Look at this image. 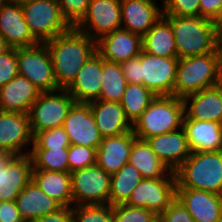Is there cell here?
I'll list each match as a JSON object with an SVG mask.
<instances>
[{"instance_id": "43", "label": "cell", "mask_w": 222, "mask_h": 222, "mask_svg": "<svg viewBox=\"0 0 222 222\" xmlns=\"http://www.w3.org/2000/svg\"><path fill=\"white\" fill-rule=\"evenodd\" d=\"M200 16L222 27V0H199Z\"/></svg>"}, {"instance_id": "11", "label": "cell", "mask_w": 222, "mask_h": 222, "mask_svg": "<svg viewBox=\"0 0 222 222\" xmlns=\"http://www.w3.org/2000/svg\"><path fill=\"white\" fill-rule=\"evenodd\" d=\"M75 28L95 41L121 29V0H90L85 16Z\"/></svg>"}, {"instance_id": "34", "label": "cell", "mask_w": 222, "mask_h": 222, "mask_svg": "<svg viewBox=\"0 0 222 222\" xmlns=\"http://www.w3.org/2000/svg\"><path fill=\"white\" fill-rule=\"evenodd\" d=\"M33 169L69 172L68 148L31 149Z\"/></svg>"}, {"instance_id": "40", "label": "cell", "mask_w": 222, "mask_h": 222, "mask_svg": "<svg viewBox=\"0 0 222 222\" xmlns=\"http://www.w3.org/2000/svg\"><path fill=\"white\" fill-rule=\"evenodd\" d=\"M163 16H200L199 0H165Z\"/></svg>"}, {"instance_id": "41", "label": "cell", "mask_w": 222, "mask_h": 222, "mask_svg": "<svg viewBox=\"0 0 222 222\" xmlns=\"http://www.w3.org/2000/svg\"><path fill=\"white\" fill-rule=\"evenodd\" d=\"M19 74L17 48L11 47L0 55V87L7 84Z\"/></svg>"}, {"instance_id": "5", "label": "cell", "mask_w": 222, "mask_h": 222, "mask_svg": "<svg viewBox=\"0 0 222 222\" xmlns=\"http://www.w3.org/2000/svg\"><path fill=\"white\" fill-rule=\"evenodd\" d=\"M213 86H216L214 52L178 59L173 96L184 99Z\"/></svg>"}, {"instance_id": "24", "label": "cell", "mask_w": 222, "mask_h": 222, "mask_svg": "<svg viewBox=\"0 0 222 222\" xmlns=\"http://www.w3.org/2000/svg\"><path fill=\"white\" fill-rule=\"evenodd\" d=\"M182 127L191 152L222 150V123L190 119L185 114Z\"/></svg>"}, {"instance_id": "12", "label": "cell", "mask_w": 222, "mask_h": 222, "mask_svg": "<svg viewBox=\"0 0 222 222\" xmlns=\"http://www.w3.org/2000/svg\"><path fill=\"white\" fill-rule=\"evenodd\" d=\"M176 177L143 178L126 202L143 207L159 216L176 199Z\"/></svg>"}, {"instance_id": "6", "label": "cell", "mask_w": 222, "mask_h": 222, "mask_svg": "<svg viewBox=\"0 0 222 222\" xmlns=\"http://www.w3.org/2000/svg\"><path fill=\"white\" fill-rule=\"evenodd\" d=\"M21 7L24 20L39 43L53 39L71 28L62 16L57 0H32L22 3Z\"/></svg>"}, {"instance_id": "38", "label": "cell", "mask_w": 222, "mask_h": 222, "mask_svg": "<svg viewBox=\"0 0 222 222\" xmlns=\"http://www.w3.org/2000/svg\"><path fill=\"white\" fill-rule=\"evenodd\" d=\"M96 151L95 148L71 144L68 148L69 172L96 164Z\"/></svg>"}, {"instance_id": "18", "label": "cell", "mask_w": 222, "mask_h": 222, "mask_svg": "<svg viewBox=\"0 0 222 222\" xmlns=\"http://www.w3.org/2000/svg\"><path fill=\"white\" fill-rule=\"evenodd\" d=\"M146 141L160 161L172 172H175L191 154L183 127L153 136Z\"/></svg>"}, {"instance_id": "4", "label": "cell", "mask_w": 222, "mask_h": 222, "mask_svg": "<svg viewBox=\"0 0 222 222\" xmlns=\"http://www.w3.org/2000/svg\"><path fill=\"white\" fill-rule=\"evenodd\" d=\"M185 105L173 95L156 96L132 125L135 136L147 140L156 135L177 130L183 125Z\"/></svg>"}, {"instance_id": "9", "label": "cell", "mask_w": 222, "mask_h": 222, "mask_svg": "<svg viewBox=\"0 0 222 222\" xmlns=\"http://www.w3.org/2000/svg\"><path fill=\"white\" fill-rule=\"evenodd\" d=\"M111 174L97 164L71 173L73 206L109 204Z\"/></svg>"}, {"instance_id": "48", "label": "cell", "mask_w": 222, "mask_h": 222, "mask_svg": "<svg viewBox=\"0 0 222 222\" xmlns=\"http://www.w3.org/2000/svg\"><path fill=\"white\" fill-rule=\"evenodd\" d=\"M10 48L11 46L0 35V55L6 53Z\"/></svg>"}, {"instance_id": "31", "label": "cell", "mask_w": 222, "mask_h": 222, "mask_svg": "<svg viewBox=\"0 0 222 222\" xmlns=\"http://www.w3.org/2000/svg\"><path fill=\"white\" fill-rule=\"evenodd\" d=\"M142 179L141 173L130 163L111 174L109 204L113 206L126 203Z\"/></svg>"}, {"instance_id": "39", "label": "cell", "mask_w": 222, "mask_h": 222, "mask_svg": "<svg viewBox=\"0 0 222 222\" xmlns=\"http://www.w3.org/2000/svg\"><path fill=\"white\" fill-rule=\"evenodd\" d=\"M64 19L75 27L85 16L90 0H57Z\"/></svg>"}, {"instance_id": "2", "label": "cell", "mask_w": 222, "mask_h": 222, "mask_svg": "<svg viewBox=\"0 0 222 222\" xmlns=\"http://www.w3.org/2000/svg\"><path fill=\"white\" fill-rule=\"evenodd\" d=\"M173 30L179 59L215 51L222 27L201 16H163Z\"/></svg>"}, {"instance_id": "19", "label": "cell", "mask_w": 222, "mask_h": 222, "mask_svg": "<svg viewBox=\"0 0 222 222\" xmlns=\"http://www.w3.org/2000/svg\"><path fill=\"white\" fill-rule=\"evenodd\" d=\"M102 85V57L96 52L81 67L76 78L66 88L76 103L98 100Z\"/></svg>"}, {"instance_id": "37", "label": "cell", "mask_w": 222, "mask_h": 222, "mask_svg": "<svg viewBox=\"0 0 222 222\" xmlns=\"http://www.w3.org/2000/svg\"><path fill=\"white\" fill-rule=\"evenodd\" d=\"M114 222H158V216L143 207H132L126 203L113 205Z\"/></svg>"}, {"instance_id": "27", "label": "cell", "mask_w": 222, "mask_h": 222, "mask_svg": "<svg viewBox=\"0 0 222 222\" xmlns=\"http://www.w3.org/2000/svg\"><path fill=\"white\" fill-rule=\"evenodd\" d=\"M15 202L24 222H34L63 207L45 194L32 180L19 193Z\"/></svg>"}, {"instance_id": "17", "label": "cell", "mask_w": 222, "mask_h": 222, "mask_svg": "<svg viewBox=\"0 0 222 222\" xmlns=\"http://www.w3.org/2000/svg\"><path fill=\"white\" fill-rule=\"evenodd\" d=\"M163 16L155 0H121L122 29L143 36Z\"/></svg>"}, {"instance_id": "25", "label": "cell", "mask_w": 222, "mask_h": 222, "mask_svg": "<svg viewBox=\"0 0 222 222\" xmlns=\"http://www.w3.org/2000/svg\"><path fill=\"white\" fill-rule=\"evenodd\" d=\"M183 100L185 114L190 119L222 123V87L206 88Z\"/></svg>"}, {"instance_id": "14", "label": "cell", "mask_w": 222, "mask_h": 222, "mask_svg": "<svg viewBox=\"0 0 222 222\" xmlns=\"http://www.w3.org/2000/svg\"><path fill=\"white\" fill-rule=\"evenodd\" d=\"M63 127L71 144L96 150L101 144L103 137L95 124L89 104L75 103L68 112Z\"/></svg>"}, {"instance_id": "15", "label": "cell", "mask_w": 222, "mask_h": 222, "mask_svg": "<svg viewBox=\"0 0 222 222\" xmlns=\"http://www.w3.org/2000/svg\"><path fill=\"white\" fill-rule=\"evenodd\" d=\"M0 35L13 48L29 47L39 43L24 20L21 4L13 0L0 4Z\"/></svg>"}, {"instance_id": "29", "label": "cell", "mask_w": 222, "mask_h": 222, "mask_svg": "<svg viewBox=\"0 0 222 222\" xmlns=\"http://www.w3.org/2000/svg\"><path fill=\"white\" fill-rule=\"evenodd\" d=\"M128 163L141 173L142 178L176 177L175 172L169 171L146 140H134Z\"/></svg>"}, {"instance_id": "33", "label": "cell", "mask_w": 222, "mask_h": 222, "mask_svg": "<svg viewBox=\"0 0 222 222\" xmlns=\"http://www.w3.org/2000/svg\"><path fill=\"white\" fill-rule=\"evenodd\" d=\"M156 97L148 88L140 84L128 83L120 104L125 116L133 125Z\"/></svg>"}, {"instance_id": "10", "label": "cell", "mask_w": 222, "mask_h": 222, "mask_svg": "<svg viewBox=\"0 0 222 222\" xmlns=\"http://www.w3.org/2000/svg\"><path fill=\"white\" fill-rule=\"evenodd\" d=\"M178 57H161L141 51V85L156 96L173 95Z\"/></svg>"}, {"instance_id": "23", "label": "cell", "mask_w": 222, "mask_h": 222, "mask_svg": "<svg viewBox=\"0 0 222 222\" xmlns=\"http://www.w3.org/2000/svg\"><path fill=\"white\" fill-rule=\"evenodd\" d=\"M40 94L26 77L18 74L0 87V111L28 114Z\"/></svg>"}, {"instance_id": "26", "label": "cell", "mask_w": 222, "mask_h": 222, "mask_svg": "<svg viewBox=\"0 0 222 222\" xmlns=\"http://www.w3.org/2000/svg\"><path fill=\"white\" fill-rule=\"evenodd\" d=\"M102 137L116 136L132 130L120 102L96 100L88 103Z\"/></svg>"}, {"instance_id": "53", "label": "cell", "mask_w": 222, "mask_h": 222, "mask_svg": "<svg viewBox=\"0 0 222 222\" xmlns=\"http://www.w3.org/2000/svg\"><path fill=\"white\" fill-rule=\"evenodd\" d=\"M5 1H7V0H0V4L3 3V2H5Z\"/></svg>"}, {"instance_id": "7", "label": "cell", "mask_w": 222, "mask_h": 222, "mask_svg": "<svg viewBox=\"0 0 222 222\" xmlns=\"http://www.w3.org/2000/svg\"><path fill=\"white\" fill-rule=\"evenodd\" d=\"M75 103L66 89L41 92L28 113L33 136L39 131L63 126L68 112Z\"/></svg>"}, {"instance_id": "30", "label": "cell", "mask_w": 222, "mask_h": 222, "mask_svg": "<svg viewBox=\"0 0 222 222\" xmlns=\"http://www.w3.org/2000/svg\"><path fill=\"white\" fill-rule=\"evenodd\" d=\"M142 51L161 57H178L171 24L162 16L143 36Z\"/></svg>"}, {"instance_id": "46", "label": "cell", "mask_w": 222, "mask_h": 222, "mask_svg": "<svg viewBox=\"0 0 222 222\" xmlns=\"http://www.w3.org/2000/svg\"><path fill=\"white\" fill-rule=\"evenodd\" d=\"M34 222H74L72 207H62L53 213L38 218Z\"/></svg>"}, {"instance_id": "22", "label": "cell", "mask_w": 222, "mask_h": 222, "mask_svg": "<svg viewBox=\"0 0 222 222\" xmlns=\"http://www.w3.org/2000/svg\"><path fill=\"white\" fill-rule=\"evenodd\" d=\"M136 138L132 130L116 136L103 137L96 151V164L109 174L117 172L128 163Z\"/></svg>"}, {"instance_id": "8", "label": "cell", "mask_w": 222, "mask_h": 222, "mask_svg": "<svg viewBox=\"0 0 222 222\" xmlns=\"http://www.w3.org/2000/svg\"><path fill=\"white\" fill-rule=\"evenodd\" d=\"M19 75L26 77L41 92L60 89L55 79L50 53L45 43L17 48Z\"/></svg>"}, {"instance_id": "36", "label": "cell", "mask_w": 222, "mask_h": 222, "mask_svg": "<svg viewBox=\"0 0 222 222\" xmlns=\"http://www.w3.org/2000/svg\"><path fill=\"white\" fill-rule=\"evenodd\" d=\"M69 137L63 126L39 131L33 136L32 149L69 148Z\"/></svg>"}, {"instance_id": "1", "label": "cell", "mask_w": 222, "mask_h": 222, "mask_svg": "<svg viewBox=\"0 0 222 222\" xmlns=\"http://www.w3.org/2000/svg\"><path fill=\"white\" fill-rule=\"evenodd\" d=\"M54 68L57 86L66 89L86 61L96 53V41L71 27L46 42Z\"/></svg>"}, {"instance_id": "35", "label": "cell", "mask_w": 222, "mask_h": 222, "mask_svg": "<svg viewBox=\"0 0 222 222\" xmlns=\"http://www.w3.org/2000/svg\"><path fill=\"white\" fill-rule=\"evenodd\" d=\"M74 222H114L113 206L76 205L72 206Z\"/></svg>"}, {"instance_id": "42", "label": "cell", "mask_w": 222, "mask_h": 222, "mask_svg": "<svg viewBox=\"0 0 222 222\" xmlns=\"http://www.w3.org/2000/svg\"><path fill=\"white\" fill-rule=\"evenodd\" d=\"M158 222H195L188 210L176 198L159 216Z\"/></svg>"}, {"instance_id": "32", "label": "cell", "mask_w": 222, "mask_h": 222, "mask_svg": "<svg viewBox=\"0 0 222 222\" xmlns=\"http://www.w3.org/2000/svg\"><path fill=\"white\" fill-rule=\"evenodd\" d=\"M127 84L121 64L102 58V85L98 100L120 102Z\"/></svg>"}, {"instance_id": "21", "label": "cell", "mask_w": 222, "mask_h": 222, "mask_svg": "<svg viewBox=\"0 0 222 222\" xmlns=\"http://www.w3.org/2000/svg\"><path fill=\"white\" fill-rule=\"evenodd\" d=\"M176 198L195 222H215L222 215V195L188 188H176Z\"/></svg>"}, {"instance_id": "16", "label": "cell", "mask_w": 222, "mask_h": 222, "mask_svg": "<svg viewBox=\"0 0 222 222\" xmlns=\"http://www.w3.org/2000/svg\"><path fill=\"white\" fill-rule=\"evenodd\" d=\"M96 51L105 61L121 64L141 53L142 36L121 28L97 40Z\"/></svg>"}, {"instance_id": "50", "label": "cell", "mask_w": 222, "mask_h": 222, "mask_svg": "<svg viewBox=\"0 0 222 222\" xmlns=\"http://www.w3.org/2000/svg\"><path fill=\"white\" fill-rule=\"evenodd\" d=\"M13 1L22 4V3H25V2H27V1H32V0H13Z\"/></svg>"}, {"instance_id": "49", "label": "cell", "mask_w": 222, "mask_h": 222, "mask_svg": "<svg viewBox=\"0 0 222 222\" xmlns=\"http://www.w3.org/2000/svg\"><path fill=\"white\" fill-rule=\"evenodd\" d=\"M13 157L11 154L0 153V166H6L7 162Z\"/></svg>"}, {"instance_id": "44", "label": "cell", "mask_w": 222, "mask_h": 222, "mask_svg": "<svg viewBox=\"0 0 222 222\" xmlns=\"http://www.w3.org/2000/svg\"><path fill=\"white\" fill-rule=\"evenodd\" d=\"M121 68L127 83L140 84V54L121 63Z\"/></svg>"}, {"instance_id": "52", "label": "cell", "mask_w": 222, "mask_h": 222, "mask_svg": "<svg viewBox=\"0 0 222 222\" xmlns=\"http://www.w3.org/2000/svg\"><path fill=\"white\" fill-rule=\"evenodd\" d=\"M155 1H161L160 3L163 4L165 2V0H155Z\"/></svg>"}, {"instance_id": "47", "label": "cell", "mask_w": 222, "mask_h": 222, "mask_svg": "<svg viewBox=\"0 0 222 222\" xmlns=\"http://www.w3.org/2000/svg\"><path fill=\"white\" fill-rule=\"evenodd\" d=\"M214 54H215L216 86L222 87V35L217 41Z\"/></svg>"}, {"instance_id": "28", "label": "cell", "mask_w": 222, "mask_h": 222, "mask_svg": "<svg viewBox=\"0 0 222 222\" xmlns=\"http://www.w3.org/2000/svg\"><path fill=\"white\" fill-rule=\"evenodd\" d=\"M32 181L63 207L73 206L71 173L33 169Z\"/></svg>"}, {"instance_id": "20", "label": "cell", "mask_w": 222, "mask_h": 222, "mask_svg": "<svg viewBox=\"0 0 222 222\" xmlns=\"http://www.w3.org/2000/svg\"><path fill=\"white\" fill-rule=\"evenodd\" d=\"M33 163L29 154L13 156L0 166V202L14 201L32 180Z\"/></svg>"}, {"instance_id": "51", "label": "cell", "mask_w": 222, "mask_h": 222, "mask_svg": "<svg viewBox=\"0 0 222 222\" xmlns=\"http://www.w3.org/2000/svg\"><path fill=\"white\" fill-rule=\"evenodd\" d=\"M215 222H222V215Z\"/></svg>"}, {"instance_id": "3", "label": "cell", "mask_w": 222, "mask_h": 222, "mask_svg": "<svg viewBox=\"0 0 222 222\" xmlns=\"http://www.w3.org/2000/svg\"><path fill=\"white\" fill-rule=\"evenodd\" d=\"M177 187L222 195V150L191 152L175 171Z\"/></svg>"}, {"instance_id": "45", "label": "cell", "mask_w": 222, "mask_h": 222, "mask_svg": "<svg viewBox=\"0 0 222 222\" xmlns=\"http://www.w3.org/2000/svg\"><path fill=\"white\" fill-rule=\"evenodd\" d=\"M0 222H24L15 200L0 202Z\"/></svg>"}, {"instance_id": "13", "label": "cell", "mask_w": 222, "mask_h": 222, "mask_svg": "<svg viewBox=\"0 0 222 222\" xmlns=\"http://www.w3.org/2000/svg\"><path fill=\"white\" fill-rule=\"evenodd\" d=\"M32 144L29 114L0 111V152L13 156L27 155Z\"/></svg>"}]
</instances>
